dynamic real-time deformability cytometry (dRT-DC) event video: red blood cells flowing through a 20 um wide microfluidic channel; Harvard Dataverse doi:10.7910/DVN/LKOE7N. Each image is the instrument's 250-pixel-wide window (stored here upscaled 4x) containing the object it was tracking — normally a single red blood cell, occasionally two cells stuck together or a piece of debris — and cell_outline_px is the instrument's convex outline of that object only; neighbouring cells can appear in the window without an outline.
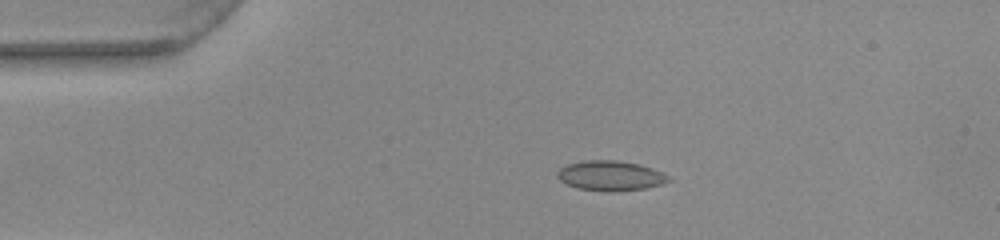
{"species": "common noctule bat (a hibernating species)", "species_latin": "Nyctalus noctula", "temperature_condition": "warm", "stored_images_in_passage": 42, "camera_frame_rate_fps": 3000, "um_per_image_px": 0.085, "animal": {"sex": "female", "body_mass_g": 22.0, "forearm_length_mm": 56.7}, "frame": {"image": 1, "passage_image": 1, "time_ms": 0.0, "image_size_px": [1000, 240], "cell_outline_px": [[672, 180], [664, 184], [644, 188], [576, 188], [560, 180], [556, 176], [556, 172], [560, 168], [568, 164], [584, 160], [616, 160], [636, 164], [652, 168], [668, 176]], "centroid_in_image_um": [51.87, 14.88], "position_along_channel_um": 33.1, "area_um2": 18.32}}
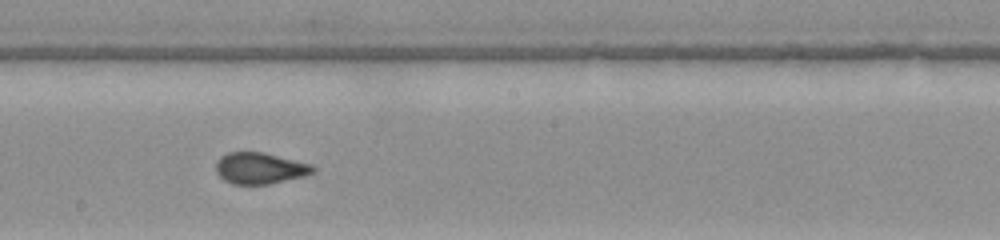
{"frame": {"image": 2, "passage_image": 19, "time_ms": 6.0, "image_size_px": [1000, 240], "cell_outline_px": [[316, 168], [312, 172], [304, 176], [272, 184], [232, 184], [224, 180], [216, 172], [216, 160], [220, 156], [228, 152], [264, 152], [312, 164]], "centroid_in_image_um": [22.08, 14.3], "position_along_channel_um": 226.1, "area_um2": 17.86}}
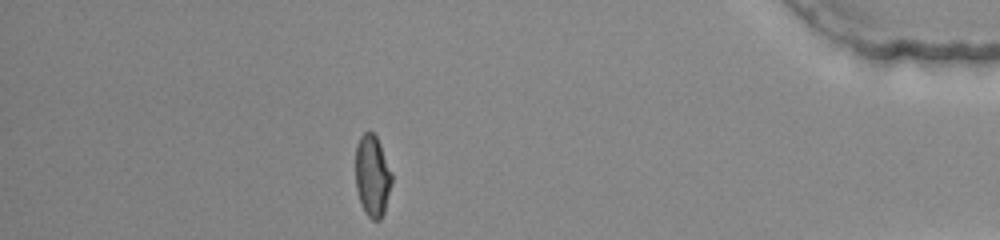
{"frame": {"image": 3, "passage_image": 36, "time_ms": 11.667, "image_size_px": [1000, 240], "cell_outline_px": [[392, 184], [384, 212], [380, 220], [372, 220], [364, 212], [360, 204], [356, 188], [356, 144], [360, 136], [364, 132], [372, 132], [376, 136], [380, 144], [392, 172]], "centroid_in_image_um": [31.65, 14.96], "position_along_channel_um": 403.6, "area_um2": 17.4}}